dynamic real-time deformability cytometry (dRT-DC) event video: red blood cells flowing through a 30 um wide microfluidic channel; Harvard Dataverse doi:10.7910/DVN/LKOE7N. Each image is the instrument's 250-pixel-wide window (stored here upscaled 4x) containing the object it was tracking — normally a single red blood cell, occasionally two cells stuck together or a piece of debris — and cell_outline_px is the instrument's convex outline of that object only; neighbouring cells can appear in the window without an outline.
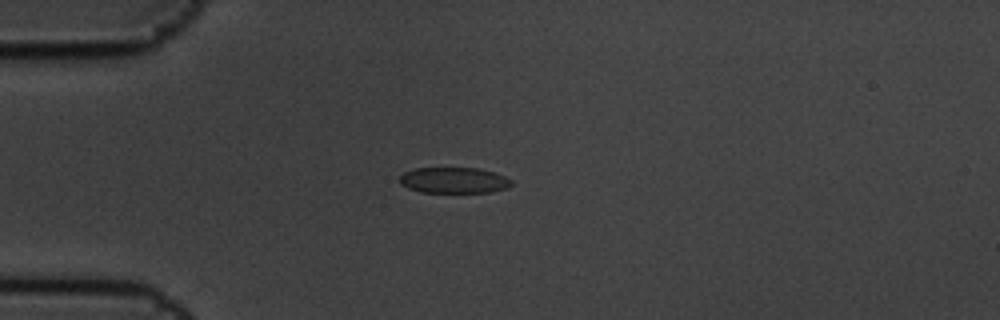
{"species": "common noctule bat (a hibernating species)", "species_latin": "Nyctalus noctula", "temperature_condition": "cold", "stored_images_in_passage": 5, "camera_frame_rate_fps": 3000, "um_per_image_px": 0.085, "animal": {"sex": "male", "body_mass_g": 19.5, "forearm_length_mm": 54.6}, "frame": {"image": 1, "passage_image": 4, "time_ms": 1.0, "image_size_px": [1000, 320], "cell_outline_px": [[512, 184], [508, 188], [492, 192], [420, 192], [408, 188], [400, 184], [400, 176], [404, 172], [416, 168], [480, 168], [504, 176], [512, 180]], "centroid_in_image_um": [38.59, 15.32], "position_along_channel_um": 46.4, "area_um2": 16.88}}